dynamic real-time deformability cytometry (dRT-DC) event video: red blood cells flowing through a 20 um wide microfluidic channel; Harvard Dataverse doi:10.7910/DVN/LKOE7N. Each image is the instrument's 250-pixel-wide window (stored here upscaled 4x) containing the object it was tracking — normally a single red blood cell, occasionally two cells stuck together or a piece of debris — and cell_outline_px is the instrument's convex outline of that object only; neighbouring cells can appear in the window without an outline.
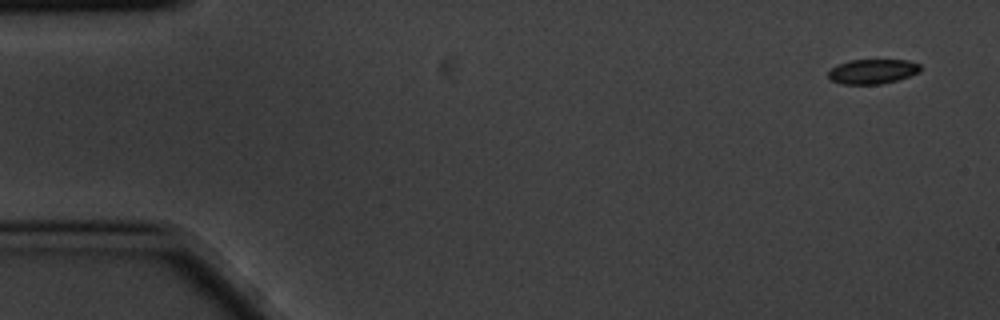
{"species": "common noctule bat (a hibernating species)", "species_latin": "Nyctalus noctula", "temperature_condition": "cold", "stored_images_in_passage": 5, "camera_frame_rate_fps": 3000, "um_per_image_px": 0.085, "animal": {"sex": "male", "body_mass_g": 20.1, "forearm_length_mm": 53.5}, "frame": {"image": 1, "passage_image": 1, "time_ms": 0.0, "image_size_px": [1000, 320], "cell_outline_px": [[920, 72], [896, 80], [880, 84], [840, 84], [832, 80], [828, 76], [828, 72], [832, 68], [848, 60], [908, 60], [920, 64]], "centroid_in_image_um": [74.17, 6.07], "position_along_channel_um": 10.8, "area_um2": 13.12}}
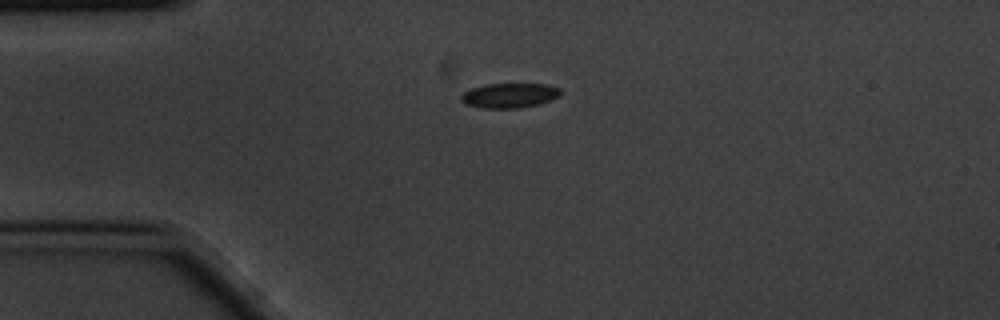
{"frame": {"image": 2, "passage_image": 4, "time_ms": 1.0, "image_size_px": [1000, 320], "cell_outline_px": [[560, 96], [536, 104], [520, 108], [480, 108], [464, 104], [460, 100], [460, 96], [464, 92], [472, 88], [484, 84], [548, 84], [560, 88]], "centroid_in_image_um": [43.26, 8.11], "position_along_channel_um": 41.7, "area_um2": 14.33}}